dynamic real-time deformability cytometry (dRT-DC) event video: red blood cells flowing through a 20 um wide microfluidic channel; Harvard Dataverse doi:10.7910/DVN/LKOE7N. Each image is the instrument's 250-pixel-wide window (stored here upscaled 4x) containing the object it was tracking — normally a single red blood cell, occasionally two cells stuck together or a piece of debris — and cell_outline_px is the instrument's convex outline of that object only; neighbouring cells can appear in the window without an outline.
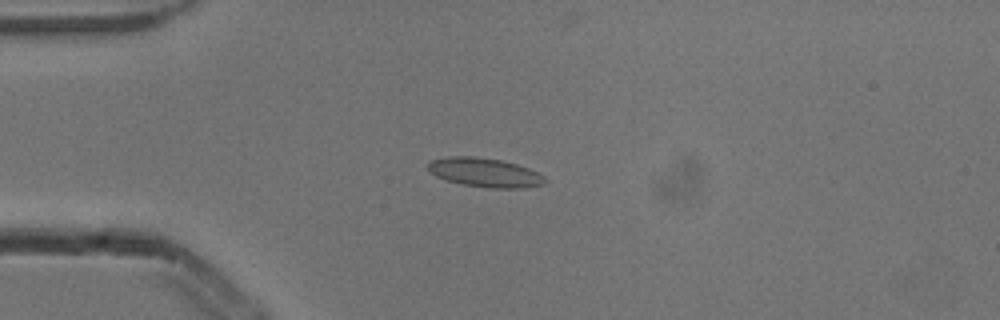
{"species": "common noctule bat (a hibernating species)", "species_latin": "Nyctalus noctula", "temperature_condition": "cold", "stored_images_in_passage": 6, "camera_frame_rate_fps": 3000, "um_per_image_px": 0.085, "animal": {"sex": "male", "body_mass_g": 13.3}, "frame": {"image": 1, "passage_image": 4, "time_ms": 1.0, "image_size_px": [1000, 320], "cell_outline_px": [[548, 180], [544, 184], [524, 188], [488, 188], [464, 184], [448, 180], [436, 176], [428, 172], [428, 160], [448, 156], [472, 156], [500, 160], [516, 164], [528, 168], [544, 176]], "centroid_in_image_um": [41.19, 14.66], "position_along_channel_um": 43.8, "area_um2": 19.83}}
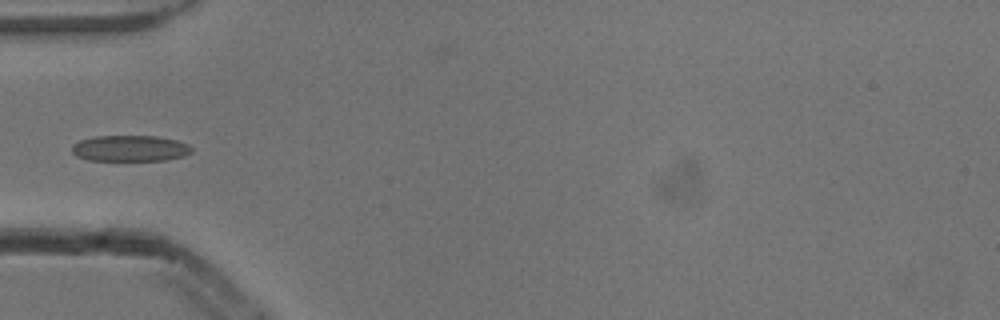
{"frame": {"image": 2, "passage_image": 5, "time_ms": 1.333, "image_size_px": [1000, 320], "cell_outline_px": [[192, 152], [184, 156], [164, 160], [88, 160], [76, 156], [72, 152], [72, 144], [80, 140], [96, 136], [156, 136], [176, 140], [188, 144], [192, 148]], "centroid_in_image_um": [11.05, 12.61], "position_along_channel_um": 74.0, "area_um2": 18.15}}
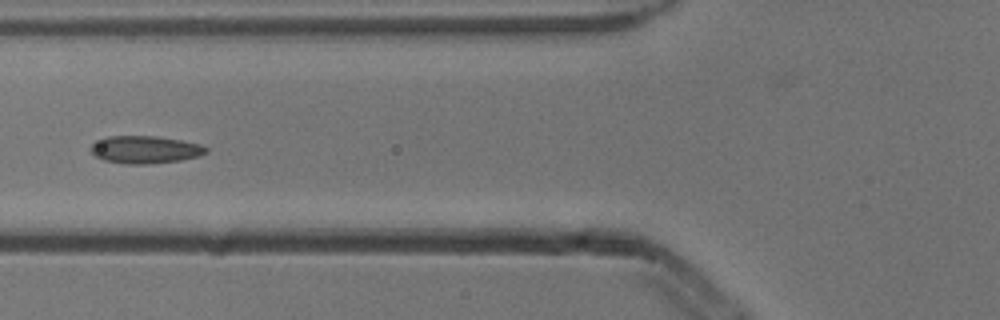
{"frame": {"image": 3, "passage_image": 6, "time_ms": 1.667, "image_size_px": [1000, 320], "cell_outline_px": [[208, 152], [200, 156], [180, 160], [148, 164], [124, 164], [104, 160], [96, 156], [88, 148], [96, 140], [104, 136], [156, 136], [180, 140], [200, 144], [208, 148]], "centroid_in_image_um": [12.31, 12.71], "position_along_channel_um": 113.5, "area_um2": 18.67}}